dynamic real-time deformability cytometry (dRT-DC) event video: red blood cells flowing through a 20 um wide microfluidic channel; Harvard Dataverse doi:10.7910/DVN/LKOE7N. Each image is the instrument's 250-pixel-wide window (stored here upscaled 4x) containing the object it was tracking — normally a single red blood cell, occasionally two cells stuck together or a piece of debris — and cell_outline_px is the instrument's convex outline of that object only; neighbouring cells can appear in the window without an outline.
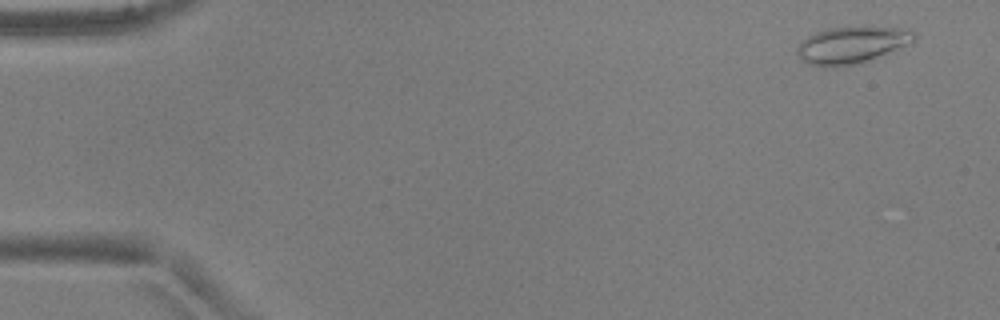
{"species": "common noctule bat (a hibernating species)", "species_latin": "Nyctalus noctula", "temperature_condition": "warm", "stored_images_in_passage": 28, "camera_frame_rate_fps": 3000, "um_per_image_px": 0.085, "animal": {"sex": "male", "body_mass_g": 17.9, "forearm_length_mm": 54.2}, "frame": {"image": 1, "passage_image": 3, "time_ms": 0.667, "image_size_px": [1000, 320], "cell_outline_px": [[916, 40], [860, 64], [808, 64], [796, 52], [796, 48], [808, 36], [816, 32], [828, 28], [864, 24], [872, 24], [900, 28], [916, 32]], "centroid_in_image_um": [72.47, 3.73], "position_along_channel_um": 12.5, "area_um2": 25.03}}
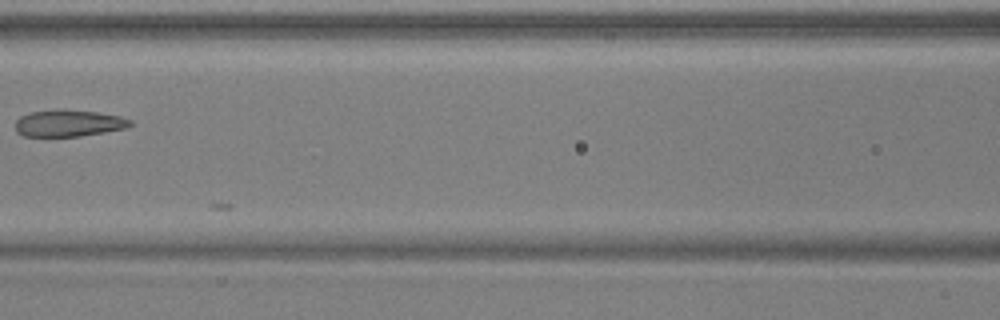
{"frame": {"image": 2, "passage_image": 24, "time_ms": 7.667, "image_size_px": [1000, 320], "cell_outline_px": [[132, 124], [128, 128], [80, 136], [24, 136], [16, 132], [16, 120], [20, 116], [32, 112], [64, 108], [96, 112], [120, 116], [132, 120]], "centroid_in_image_um": [5.85, 10.46], "position_along_channel_um": 160.8, "area_um2": 18.03}}